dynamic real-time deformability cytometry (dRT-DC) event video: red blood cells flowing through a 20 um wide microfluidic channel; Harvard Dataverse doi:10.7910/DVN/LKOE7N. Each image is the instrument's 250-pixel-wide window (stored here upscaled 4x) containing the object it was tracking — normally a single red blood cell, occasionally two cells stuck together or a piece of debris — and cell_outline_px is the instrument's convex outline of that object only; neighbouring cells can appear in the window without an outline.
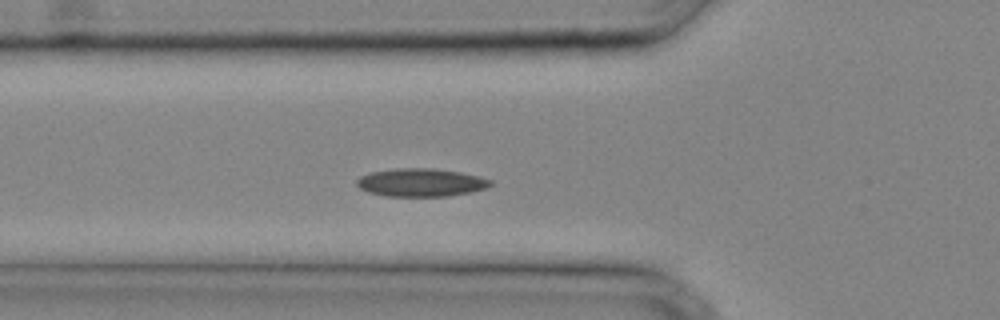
{"species": "common noctule bat (a hibernating species)", "species_latin": "Nyctalus noctula", "temperature_condition": "cold", "stored_images_in_passage": 23, "camera_frame_rate_fps": 3000, "um_per_image_px": 0.085, "animal": {"sex": "male", "body_mass_g": 20.4}, "frame": {"image": 1, "passage_image": 2, "time_ms": 0.333, "image_size_px": [1000, 320], "cell_outline_px": [[492, 184], [484, 188], [468, 192], [448, 196], [388, 196], [368, 192], [360, 188], [356, 184], [356, 180], [360, 176], [372, 172], [400, 168], [432, 168], [460, 172], [480, 176], [492, 180]], "centroid_in_image_um": [35.77, 15.51], "position_along_channel_um": 90.0, "area_um2": 21.68}}
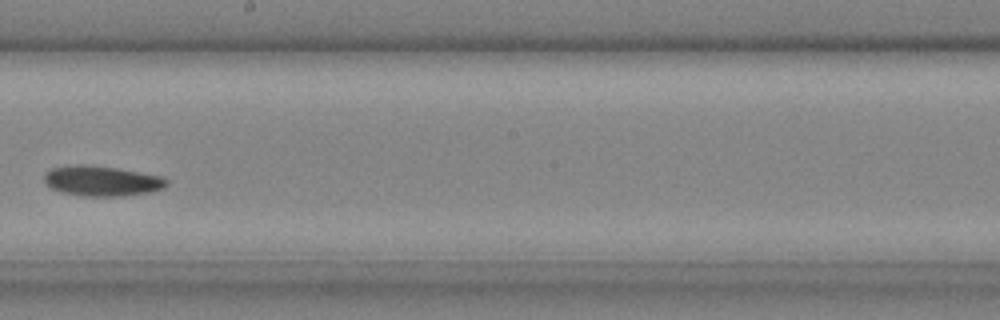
{"frame": {"image": 2, "passage_image": 10, "time_ms": 3.0, "image_size_px": [1000, 320], "cell_outline_px": [[168, 184], [164, 188], [148, 192], [124, 196], [80, 196], [60, 192], [52, 188], [44, 180], [44, 172], [52, 168], [76, 164], [84, 164], [116, 168], [160, 176], [168, 180]], "centroid_in_image_um": [8.63, 15.38], "position_along_channel_um": 239.6, "area_um2": 21.5}}
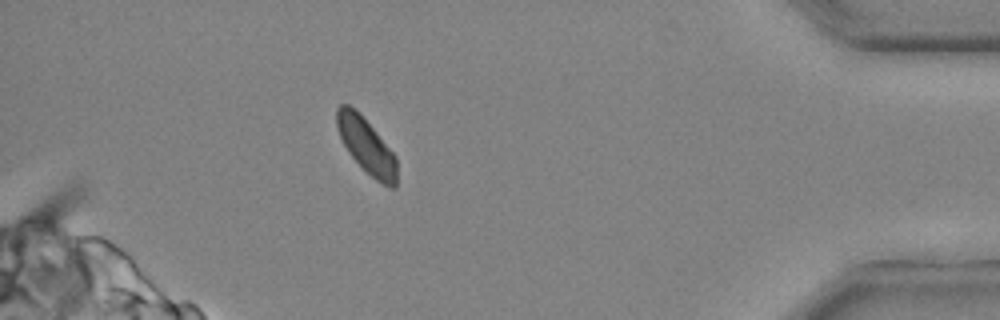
{"frame": {"image": 3, "passage_image": 21, "time_ms": 6.667, "image_size_px": [1000, 320], "cell_outline_px": [[396, 188], [388, 188], [376, 180], [348, 152], [340, 136], [336, 124], [336, 108], [340, 104], [348, 104], [360, 112], [396, 156]], "centroid_in_image_um": [31.14, 12.36], "position_along_channel_um": 404.1, "area_um2": 19.19}}